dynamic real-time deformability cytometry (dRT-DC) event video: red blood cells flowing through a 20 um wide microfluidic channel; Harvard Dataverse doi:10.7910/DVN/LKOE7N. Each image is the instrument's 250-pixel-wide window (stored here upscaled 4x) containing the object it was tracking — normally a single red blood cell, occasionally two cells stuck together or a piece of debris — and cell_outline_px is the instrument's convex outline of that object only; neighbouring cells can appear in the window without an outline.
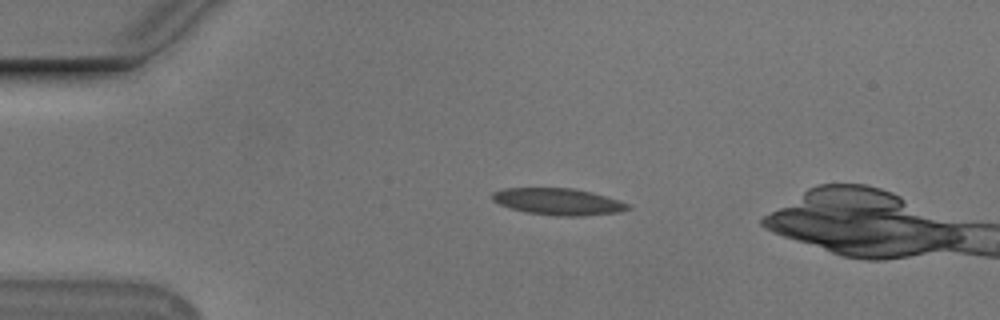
{"species": "Egyptian fruit bat (a non-hibernating species)", "species_latin": "Rousettus aegyptiacus", "temperature_condition": "cold", "stored_images_in_passage": 15, "camera_frame_rate_fps": 3000, "um_per_image_px": 0.085, "animal": {"sex": "male"}, "frame": {"image": 1, "passage_image": 11, "time_ms": 3.333, "image_size_px": [1000, 320], "cell_outline_px": [[632, 208], [620, 212], [584, 216], [556, 216], [528, 212], [512, 208], [500, 204], [492, 200], [492, 192], [504, 188], [572, 188], [592, 192], [628, 204]], "centroid_in_image_um": [47.44, 17.14], "position_along_channel_um": 37.6, "area_um2": 20.92}}